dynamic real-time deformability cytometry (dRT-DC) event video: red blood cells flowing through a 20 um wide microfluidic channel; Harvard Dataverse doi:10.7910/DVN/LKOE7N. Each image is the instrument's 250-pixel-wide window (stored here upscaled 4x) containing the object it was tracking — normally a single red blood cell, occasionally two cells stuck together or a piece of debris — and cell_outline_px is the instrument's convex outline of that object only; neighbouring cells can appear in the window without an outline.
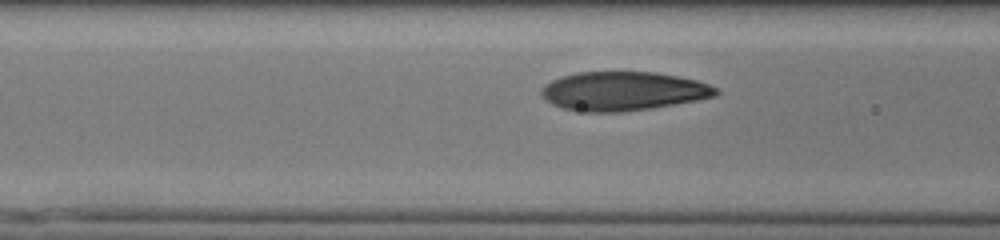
{"species": "human", "species_latin": "Homo sapiens", "temperature_condition": "cold", "stored_images_in_passage": 8, "camera_frame_rate_fps": 3000, "um_per_image_px": 0.085, "donor": {"sex": "male"}, "frame": {"image": 1, "passage_image": 6, "time_ms": 1.667, "image_size_px": [1000, 240], "cell_outline_px": [[720, 92], [716, 96], [696, 100], [648, 108], [620, 112], [588, 112], [564, 108], [552, 104], [540, 92], [552, 80], [576, 72], [656, 72], [696, 80], [720, 88]], "centroid_in_image_um": [53.02, 7.74], "position_along_channel_um": 113.6, "area_um2": 39.07}}